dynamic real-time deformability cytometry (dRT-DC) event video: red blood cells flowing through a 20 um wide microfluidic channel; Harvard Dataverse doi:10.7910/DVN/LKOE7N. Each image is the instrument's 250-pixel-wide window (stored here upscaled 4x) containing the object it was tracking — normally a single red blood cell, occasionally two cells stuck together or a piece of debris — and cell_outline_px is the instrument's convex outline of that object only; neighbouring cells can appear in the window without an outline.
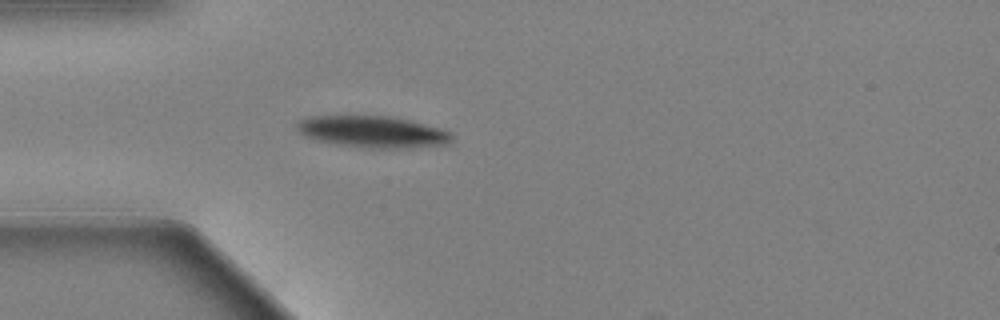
{"species": "Egyptian fruit bat (a non-hibernating species)", "species_latin": "Rousettus aegyptiacus", "temperature_condition": "warm", "stored_images_in_passage": 44, "camera_frame_rate_fps": 3000, "um_per_image_px": 0.085, "animal": {"sex": "female"}, "frame": {"image": 1, "passage_image": 1, "time_ms": 0.0, "image_size_px": [1000, 320], "cell_outline_px": [[452, 140], [448, 144], [416, 148], [364, 148], [336, 144], [316, 140], [304, 136], [296, 128], [296, 120], [304, 116], [388, 116], [408, 120], [436, 128], [448, 132], [452, 136]], "centroid_in_image_um": [31.59, 11.21], "position_along_channel_um": 53.4, "area_um2": 28.61}}
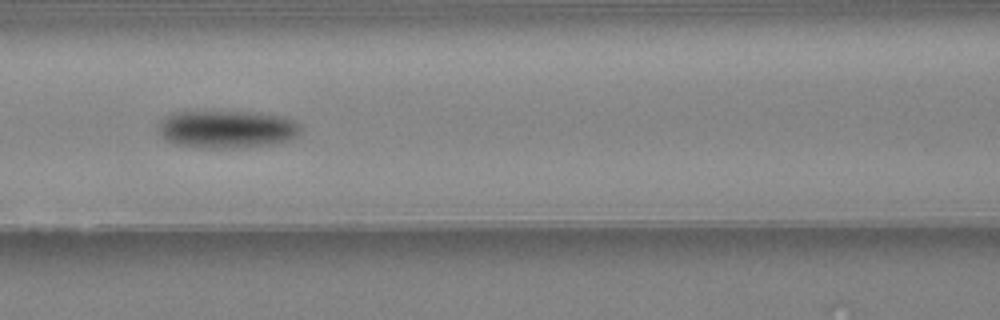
{"frame": {"image": 2, "passage_image": 10, "time_ms": 3.0, "image_size_px": [1000, 320], "cell_outline_px": [[300, 132], [292, 140], [272, 144], [228, 148], [208, 148], [176, 144], [168, 140], [160, 132], [160, 124], [168, 116], [176, 112], [260, 112], [284, 116], [300, 124]], "centroid_in_image_um": [19.38, 10.98], "position_along_channel_um": 147.2, "area_um2": 30.87}}
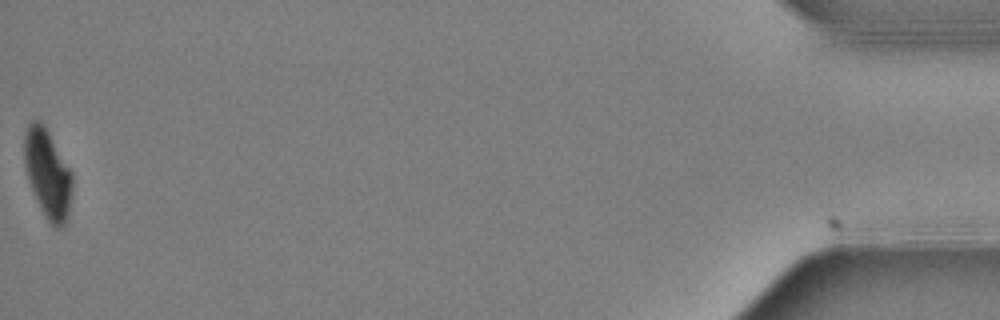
{"frame": {"image": 3, "passage_image": 44, "time_ms": 14.333, "image_size_px": [1000, 320], "cell_outline_px": [[72, 192], [68, 212], [64, 228], [56, 228], [48, 220], [40, 208], [28, 180], [24, 164], [24, 136], [28, 124], [32, 120], [40, 120], [44, 124], [72, 172]], "centroid_in_image_um": [4.05, 14.75], "position_along_channel_um": 431.2, "area_um2": 24.8}}